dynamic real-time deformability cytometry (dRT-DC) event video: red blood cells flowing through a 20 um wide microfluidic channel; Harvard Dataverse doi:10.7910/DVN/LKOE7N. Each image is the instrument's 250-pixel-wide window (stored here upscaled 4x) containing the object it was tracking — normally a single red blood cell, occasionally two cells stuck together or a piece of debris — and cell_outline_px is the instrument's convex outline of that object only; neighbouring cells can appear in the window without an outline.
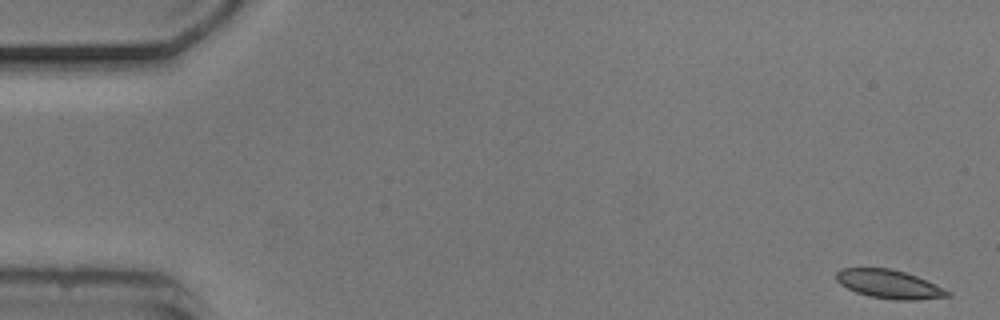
{"species": "common noctule bat (a hibernating species)", "species_latin": "Nyctalus noctula", "temperature_condition": "cold", "stored_images_in_passage": 53, "camera_frame_rate_fps": 3000, "um_per_image_px": 0.085, "animal": {"sex": "male", "body_mass_g": 20.5, "forearm_length_mm": 52.5}, "frame": {"image": 1, "passage_image": 1, "time_ms": 0.0, "image_size_px": [1000, 320], "cell_outline_px": [[952, 296], [916, 300], [896, 300], [868, 296], [856, 292], [840, 284], [836, 280], [836, 272], [844, 268], [892, 268], [916, 276], [936, 284], [952, 292]], "centroid_in_image_um": [75.61, 24.16], "position_along_channel_um": 9.4, "area_um2": 18.61}}
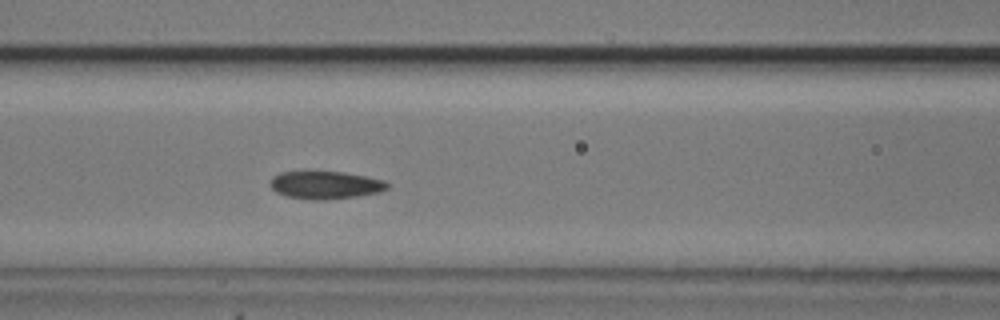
{"frame": {"image": 2, "passage_image": 22, "time_ms": 7.0, "image_size_px": [1000, 320], "cell_outline_px": [[388, 188], [380, 192], [356, 196], [324, 200], [312, 200], [288, 196], [276, 192], [272, 188], [272, 176], [280, 172], [344, 172], [384, 180], [388, 184]], "centroid_in_image_um": [27.67, 15.73], "position_along_channel_um": 138.9, "area_um2": 18.67}}
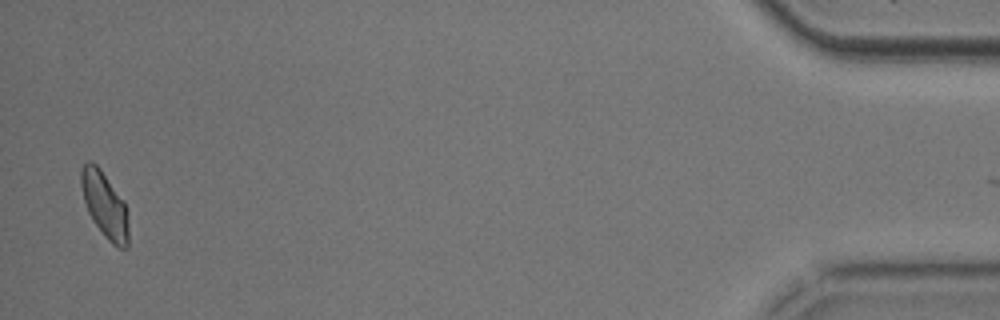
{"frame": {"image": 3, "passage_image": 52, "time_ms": 17.0, "image_size_px": [1000, 320], "cell_outline_px": [[128, 248], [120, 248], [112, 244], [104, 236], [92, 220], [88, 212], [84, 200], [80, 184], [80, 168], [88, 160], [92, 160], [100, 168], [124, 200], [128, 216]], "centroid_in_image_um": [8.89, 17.39], "position_along_channel_um": 426.3, "area_um2": 18.44}}